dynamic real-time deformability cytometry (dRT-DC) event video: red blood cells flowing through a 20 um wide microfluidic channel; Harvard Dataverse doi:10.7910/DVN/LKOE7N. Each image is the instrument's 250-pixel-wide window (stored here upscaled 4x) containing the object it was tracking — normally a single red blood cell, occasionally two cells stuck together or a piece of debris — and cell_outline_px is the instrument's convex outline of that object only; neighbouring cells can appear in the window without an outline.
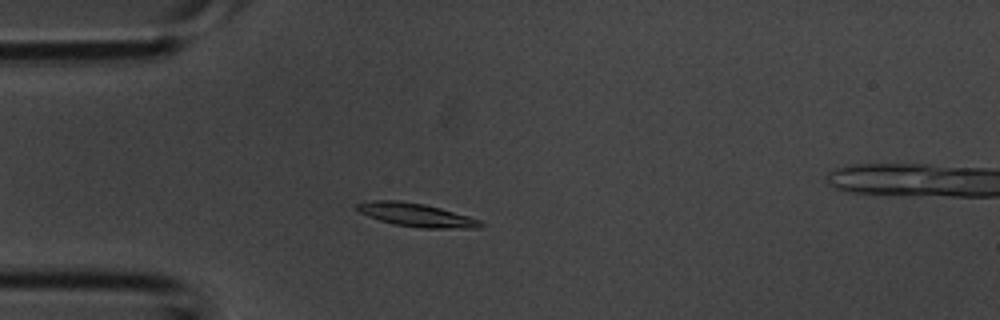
{"species": "common noctule bat (a hibernating species)", "species_latin": "Nyctalus noctula", "temperature_condition": "room temperature", "stored_images_in_passage": 3, "camera_frame_rate_fps": 3000, "um_per_image_px": 0.085, "animal": {"sex": "male", "body_mass_g": 20.1, "forearm_length_mm": 53.5}, "frame": {"image": 1, "passage_image": 2, "time_ms": 0.333, "image_size_px": [1000, 320], "cell_outline_px": [[484, 224], [480, 228], [420, 228], [392, 224], [368, 216], [360, 212], [356, 208], [356, 204], [372, 200], [400, 200], [424, 204], [440, 208], [468, 216], [480, 220]], "centroid_in_image_um": [35.37, 18.27], "position_along_channel_um": 49.6, "area_um2": 16.82}}